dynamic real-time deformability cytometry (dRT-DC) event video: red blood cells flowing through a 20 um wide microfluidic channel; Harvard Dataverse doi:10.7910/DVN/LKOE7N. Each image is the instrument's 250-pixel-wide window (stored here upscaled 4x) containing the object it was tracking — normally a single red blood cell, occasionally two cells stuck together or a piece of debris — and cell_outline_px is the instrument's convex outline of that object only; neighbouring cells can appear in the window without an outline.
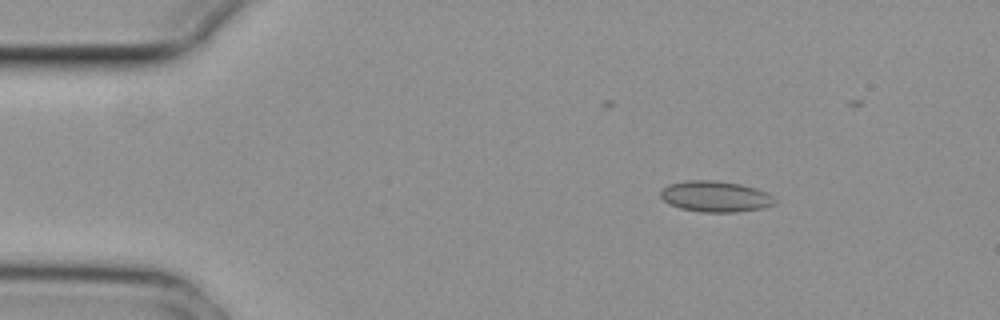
{"species": "common noctule bat (a hibernating species)", "species_latin": "Nyctalus noctula", "temperature_condition": "cold", "stored_images_in_passage": 4, "camera_frame_rate_fps": 3000, "um_per_image_px": 0.085, "animal": {"sex": "female", "body_mass_g": 29.2, "forearm_length_mm": 56.3}, "frame": {"image": 1, "passage_image": 2, "time_ms": 0.333, "image_size_px": [1000, 320], "cell_outline_px": [[776, 204], [760, 208], [736, 212], [700, 212], [680, 208], [668, 204], [660, 196], [660, 192], [668, 184], [688, 180], [716, 180], [740, 184], [756, 188], [768, 192], [772, 196]], "centroid_in_image_um": [60.79, 16.69], "position_along_channel_um": 24.2, "area_um2": 20.63}}